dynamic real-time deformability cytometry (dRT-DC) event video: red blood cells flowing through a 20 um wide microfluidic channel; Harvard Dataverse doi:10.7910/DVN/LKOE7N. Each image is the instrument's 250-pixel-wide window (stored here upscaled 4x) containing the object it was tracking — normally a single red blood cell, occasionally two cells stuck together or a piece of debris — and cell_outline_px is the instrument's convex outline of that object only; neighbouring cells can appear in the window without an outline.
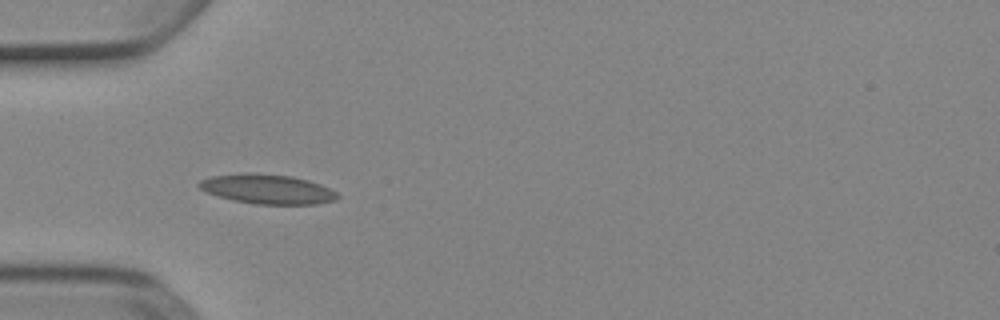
{"species": "Egyptian fruit bat (a non-hibernating species)", "species_latin": "Rousettus aegyptiacus", "temperature_condition": "cold", "stored_images_in_passage": 8, "camera_frame_rate_fps": 3000, "um_per_image_px": 0.085, "animal": {"sex": "female"}, "frame": {"image": 1, "passage_image": 4, "time_ms": 1.0, "image_size_px": [1000, 320], "cell_outline_px": [[340, 196], [336, 200], [316, 204], [256, 204], [232, 200], [208, 192], [200, 188], [196, 184], [200, 180], [212, 176], [244, 172], [256, 172], [292, 176], [308, 180], [320, 184], [336, 192]], "centroid_in_image_um": [22.73, 16.06], "position_along_channel_um": 62.3, "area_um2": 23.93}}
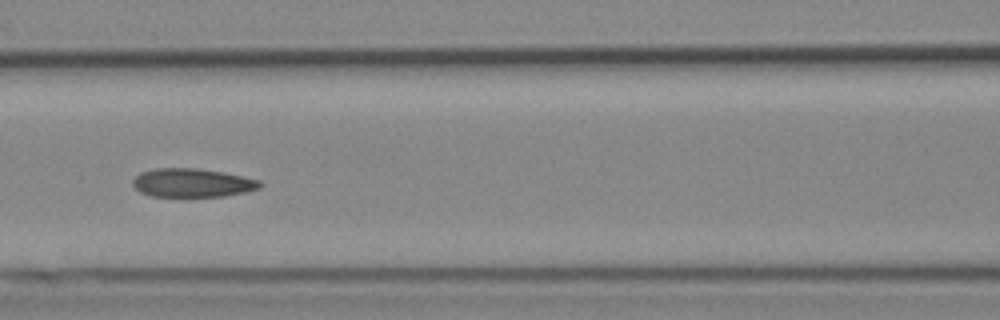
{"frame": {"image": 2, "passage_image": 6, "time_ms": 1.667, "image_size_px": [1000, 320], "cell_outline_px": [[264, 184], [260, 188], [244, 192], [224, 196], [148, 196], [140, 192], [132, 184], [132, 180], [140, 172], [156, 168], [196, 168], [224, 172], [260, 180]], "centroid_in_image_um": [16.34, 15.53], "position_along_channel_um": 150.3, "area_um2": 21.27}}
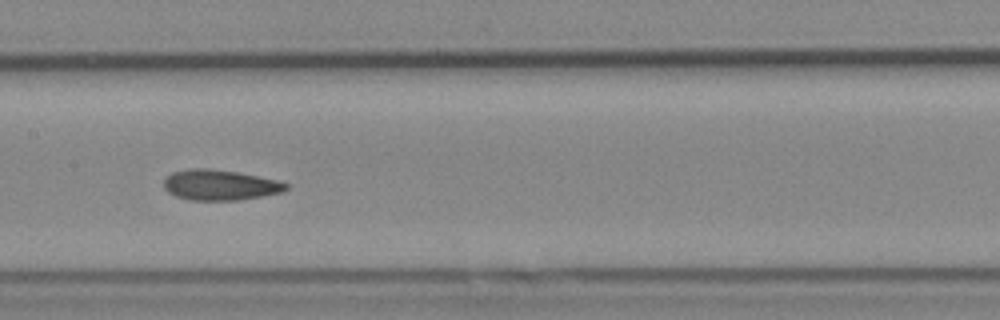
{"frame": {"image": 3, "passage_image": 7, "time_ms": 2.0, "image_size_px": [1000, 320], "cell_outline_px": [[288, 188], [280, 192], [260, 196], [236, 200], [192, 200], [176, 196], [168, 192], [164, 188], [164, 176], [172, 172], [188, 168], [208, 168], [236, 172], [276, 180], [288, 184]], "centroid_in_image_um": [18.62, 15.71], "position_along_channel_um": 188.8, "area_um2": 21.5}}